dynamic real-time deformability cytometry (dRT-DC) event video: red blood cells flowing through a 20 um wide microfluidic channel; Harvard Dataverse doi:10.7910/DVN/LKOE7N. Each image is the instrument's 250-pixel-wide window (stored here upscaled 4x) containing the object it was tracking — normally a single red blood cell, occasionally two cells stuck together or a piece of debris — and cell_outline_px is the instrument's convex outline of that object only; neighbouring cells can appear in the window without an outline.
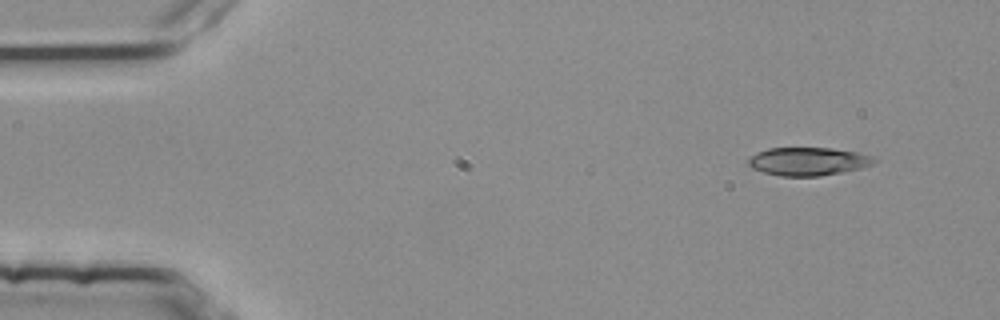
{"species": "common noctule bat (a hibernating species)", "species_latin": "Nyctalus noctula", "temperature_condition": "room temperature", "stored_images_in_passage": 50, "camera_frame_rate_fps": 3000, "um_per_image_px": 0.085, "animal": {"sex": "female", "body_mass_g": 25.1}, "frame": {"image": 1, "passage_image": 1, "time_ms": 0.0, "image_size_px": [1000, 320], "cell_outline_px": [[876, 160], [872, 164], [860, 168], [820, 176], [780, 176], [764, 172], [752, 168], [748, 164], [748, 160], [756, 152], [768, 148], [832, 148], [856, 152], [872, 156]], "centroid_in_image_um": [68.66, 13.71], "position_along_channel_um": 16.3, "area_um2": 20.46}}
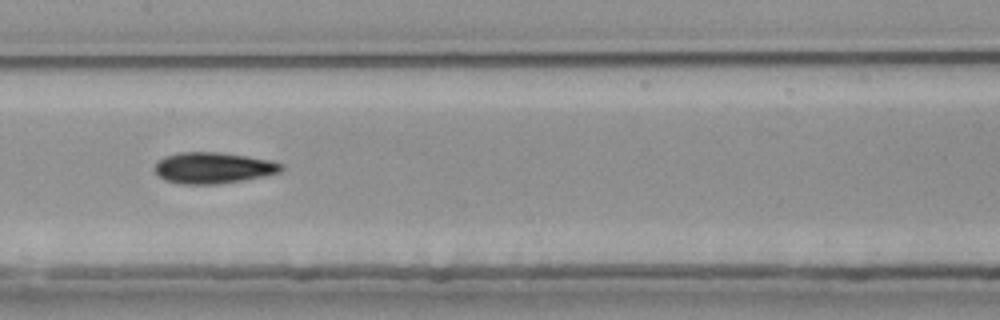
{"frame": {"image": 2, "passage_image": 23, "time_ms": 7.333, "image_size_px": [1000, 320], "cell_outline_px": [[284, 168], [280, 172], [240, 180], [216, 184], [180, 184], [164, 180], [152, 168], [164, 156], [180, 152], [220, 152], [248, 156], [272, 160], [284, 164]], "centroid_in_image_um": [18.11, 14.25], "position_along_channel_um": 189.3, "area_um2": 22.95}}
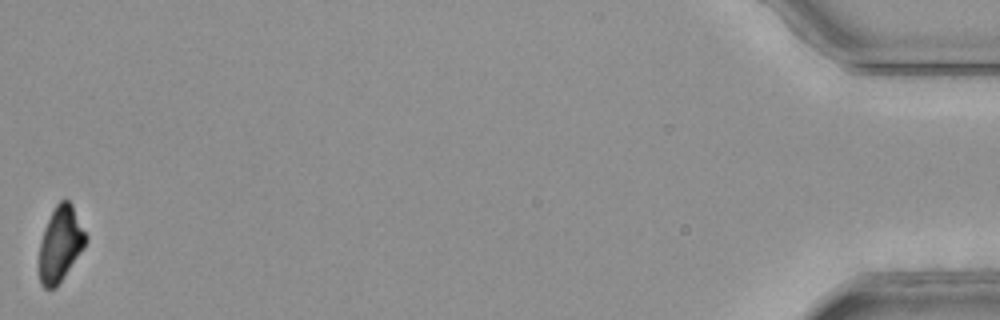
{"frame": {"image": 3, "passage_image": 50, "time_ms": 16.333, "image_size_px": [1000, 320], "cell_outline_px": [[88, 240], [84, 248], [56, 288], [44, 288], [40, 284], [40, 240], [44, 228], [56, 204], [60, 200], [68, 200], [72, 204], [88, 236]], "centroid_in_image_um": [5.15, 20.73], "position_along_channel_um": 430.0, "area_um2": 20.35}, "authors_computed_cell_mechanics": {"area_um2": 21.9929, "velocity_mm_per_s": 3.7973, "shape_relaxation_time_tau1_ms": 3.4346, "shape_relaxation_time_tau2_ms": 3.6928, "deformation_change_tau1": 0.1616, "deformation_change_tau2": 0.1135}}